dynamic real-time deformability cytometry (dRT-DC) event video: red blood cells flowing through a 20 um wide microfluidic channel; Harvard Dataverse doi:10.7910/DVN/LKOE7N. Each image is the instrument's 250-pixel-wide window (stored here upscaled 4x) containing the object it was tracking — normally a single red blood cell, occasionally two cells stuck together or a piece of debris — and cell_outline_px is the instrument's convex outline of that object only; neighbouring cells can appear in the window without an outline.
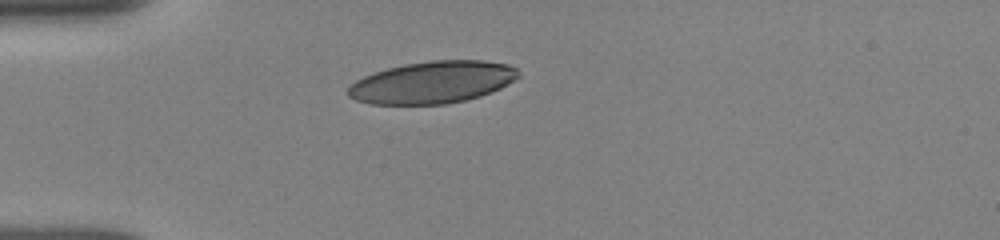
{"species": "human", "species_latin": "Homo sapiens", "temperature_condition": "room temperature", "stored_images_in_passage": 20, "camera_frame_rate_fps": 3000, "um_per_image_px": 0.085, "donor": {"sex": "female"}, "frame": {"image": 1, "passage_image": 1, "time_ms": 0.0, "image_size_px": [1000, 240], "cell_outline_px": [[520, 76], [500, 88], [480, 96], [448, 104], [372, 104], [356, 100], [348, 96], [348, 88], [356, 80], [364, 76], [388, 68], [404, 64], [432, 60], [484, 60], [508, 64], [516, 68], [520, 72]], "centroid_in_image_um": [36.78, 6.99], "position_along_channel_um": 48.2, "area_um2": 41.67}}
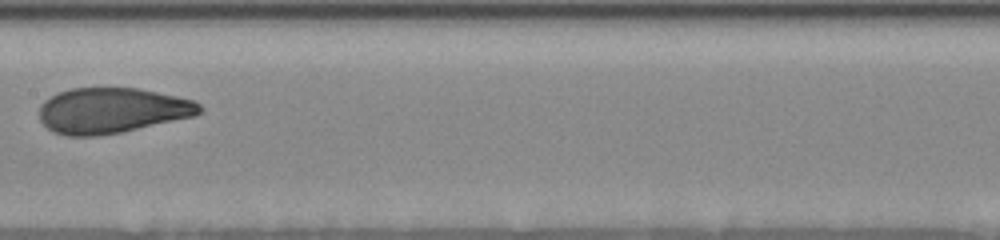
{"frame": {"image": 2, "passage_image": 13, "time_ms": 4.333, "image_size_px": [1000, 240], "cell_outline_px": [[204, 108], [196, 116], [120, 132], [96, 136], [68, 136], [56, 132], [48, 128], [40, 120], [40, 104], [44, 100], [56, 92], [72, 88], [140, 88], [176, 96], [192, 100], [200, 104]], "centroid_in_image_um": [9.51, 9.38], "position_along_channel_um": 197.9, "area_um2": 42.48}}
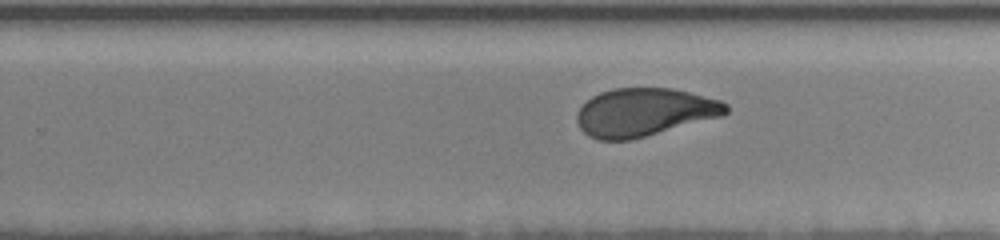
{"frame": {"image": 3, "passage_image": 18, "time_ms": 6.333, "image_size_px": [1000, 240], "cell_outline_px": [[728, 112], [724, 116], [628, 140], [596, 140], [588, 136], [580, 128], [576, 120], [576, 112], [592, 96], [600, 92], [612, 88], [672, 88], [720, 100], [728, 104]], "centroid_in_image_um": [54.76, 9.54], "position_along_channel_um": 275.0, "area_um2": 41.73}}